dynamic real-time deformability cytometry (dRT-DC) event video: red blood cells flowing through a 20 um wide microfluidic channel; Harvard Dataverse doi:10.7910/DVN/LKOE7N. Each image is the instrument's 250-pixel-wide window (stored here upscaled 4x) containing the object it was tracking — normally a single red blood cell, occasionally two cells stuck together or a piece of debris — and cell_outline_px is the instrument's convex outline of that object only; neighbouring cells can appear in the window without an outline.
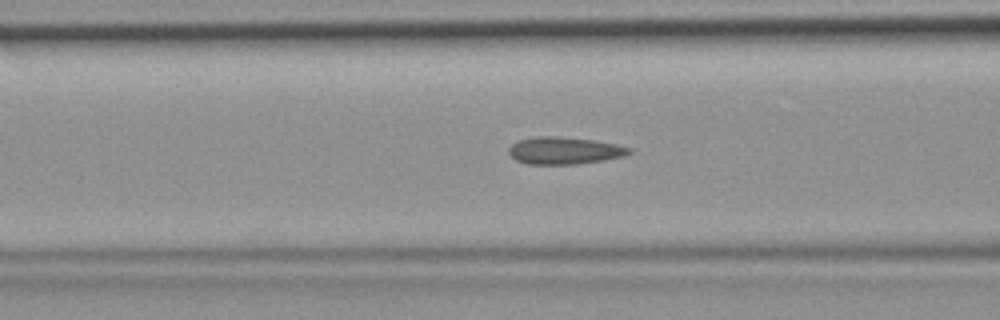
{"species": "common noctule bat (a hibernating species)", "species_latin": "Nyctalus noctula", "temperature_condition": "room temperature", "stored_images_in_passage": 45, "camera_frame_rate_fps": 3000, "um_per_image_px": 0.085, "animal": {"sex": "female", "body_mass_g": 19.9}, "frame": {"image": 1, "passage_image": 17, "time_ms": 5.333, "image_size_px": [1000, 320], "cell_outline_px": [[632, 152], [624, 156], [604, 160], [576, 164], [528, 164], [516, 160], [508, 152], [508, 148], [512, 144], [520, 140], [540, 136], [560, 136], [592, 140], [616, 144], [632, 148]], "centroid_in_image_um": [47.99, 12.8], "position_along_channel_um": 118.6, "area_um2": 19.02}}
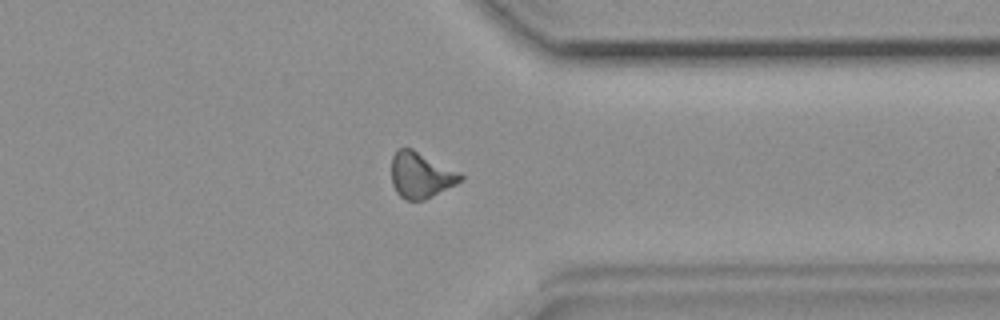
{"frame": {"image": 2, "passage_image": 35, "time_ms": 11.333, "image_size_px": [1000, 320], "cell_outline_px": [[464, 180], [424, 200], [404, 200], [396, 192], [392, 184], [392, 156], [396, 148], [412, 148], [460, 172], [464, 176]], "centroid_in_image_um": [35.76, 14.88], "position_along_channel_um": 375.6, "area_um2": 18.55}}
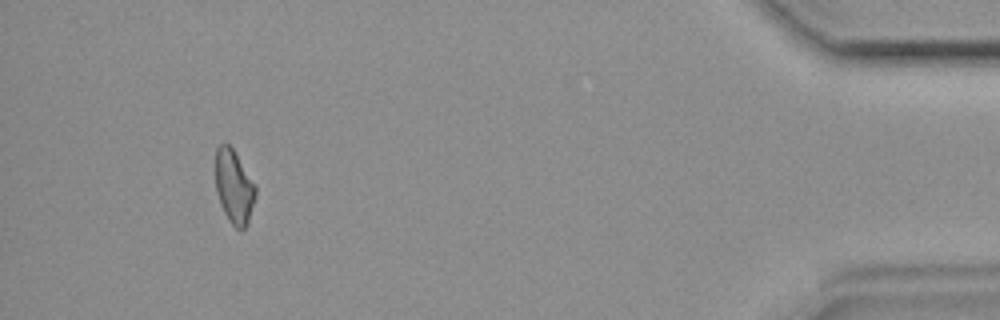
{"frame": {"image": 3, "passage_image": 42, "time_ms": 13.667, "image_size_px": [1000, 320], "cell_outline_px": [[256, 196], [248, 220], [244, 228], [240, 232], [228, 220], [220, 204], [216, 192], [216, 148], [220, 144], [228, 144], [232, 148], [256, 184]], "centroid_in_image_um": [19.9, 15.89], "position_along_channel_um": 415.3, "area_um2": 17.17}}